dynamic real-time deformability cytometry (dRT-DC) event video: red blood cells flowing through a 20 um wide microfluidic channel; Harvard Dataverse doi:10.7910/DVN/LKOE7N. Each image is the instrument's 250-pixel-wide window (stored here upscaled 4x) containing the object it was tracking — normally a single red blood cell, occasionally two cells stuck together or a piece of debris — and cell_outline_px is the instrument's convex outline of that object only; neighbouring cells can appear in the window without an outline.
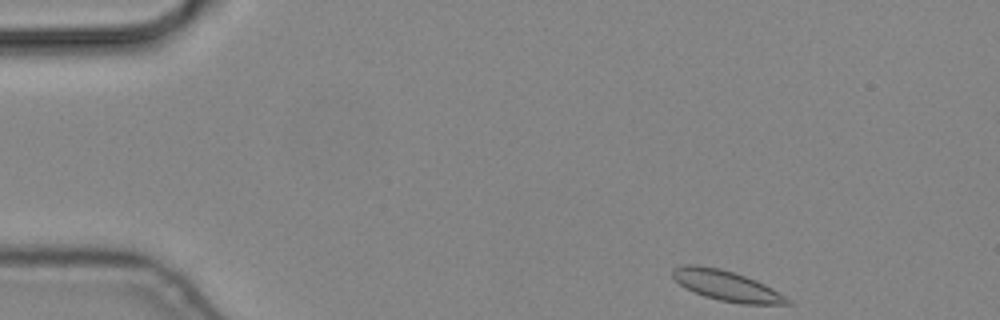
{"species": "common noctule bat (a hibernating species)", "species_latin": "Nyctalus noctula", "temperature_condition": "cold", "stored_images_in_passage": 6, "camera_frame_rate_fps": 3000, "um_per_image_px": 0.085, "animal": {"sex": "male", "body_mass_g": 19.2, "forearm_length_mm": 51.8}, "frame": {"image": 1, "passage_image": 1, "time_ms": 0.0, "image_size_px": [1000, 320], "cell_outline_px": [[792, 304], [740, 304], [720, 300], [704, 296], [684, 288], [672, 276], [672, 268], [684, 264], [696, 264], [720, 268], [756, 280], [772, 288], [792, 300]], "centroid_in_image_um": [61.74, 24.28], "position_along_channel_um": 23.3, "area_um2": 20.29}}
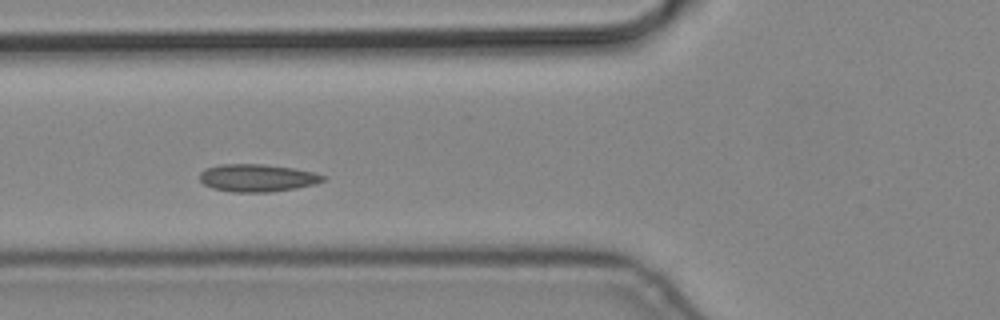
{"frame": {"image": 2, "passage_image": 5, "time_ms": 1.333, "image_size_px": [1000, 320], "cell_outline_px": [[324, 180], [316, 184], [296, 188], [272, 192], [232, 192], [212, 188], [204, 184], [200, 180], [200, 172], [204, 168], [220, 164], [264, 164], [292, 168], [312, 172], [324, 176]], "centroid_in_image_um": [21.83, 15.12], "position_along_channel_um": 104.0, "area_um2": 19.83}}
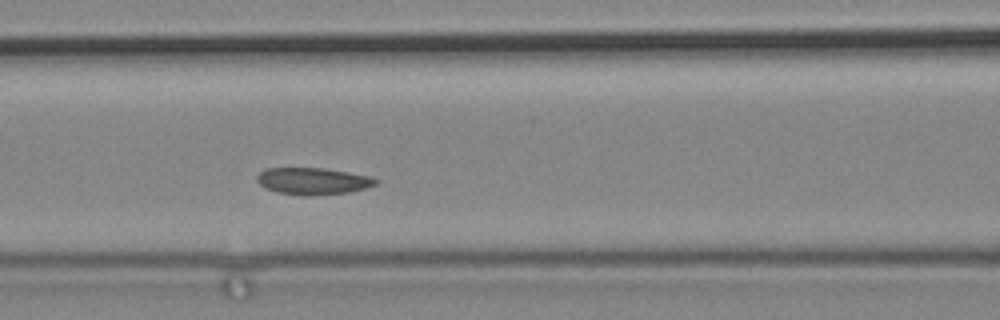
{"frame": {"image": 3, "passage_image": 6, "time_ms": 1.667, "image_size_px": [1000, 320], "cell_outline_px": [[380, 180], [376, 184], [364, 188], [348, 192], [304, 196], [276, 192], [264, 188], [256, 180], [256, 176], [264, 168], [324, 168], [348, 172], [368, 176]], "centroid_in_image_um": [26.55, 15.39], "position_along_channel_um": 140.1, "area_um2": 18.55}}